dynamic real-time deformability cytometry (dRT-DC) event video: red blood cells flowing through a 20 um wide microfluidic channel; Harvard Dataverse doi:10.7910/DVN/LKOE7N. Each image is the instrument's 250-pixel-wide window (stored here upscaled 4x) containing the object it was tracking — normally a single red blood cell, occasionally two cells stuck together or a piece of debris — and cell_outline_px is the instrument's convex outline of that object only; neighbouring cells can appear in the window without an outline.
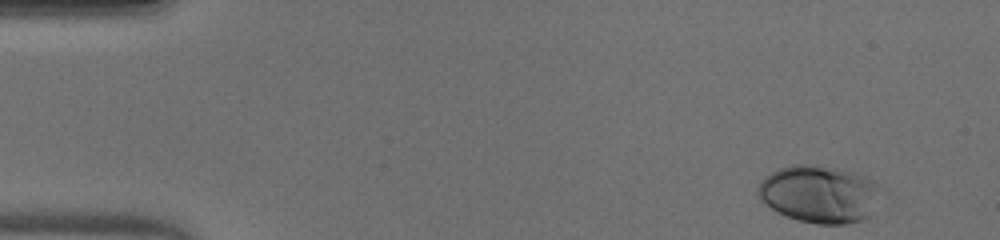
{"species": "human", "species_latin": "Homo sapiens", "temperature_condition": "warm", "stored_images_in_passage": 47, "camera_frame_rate_fps": 3000, "um_per_image_px": 0.085, "donor": {"sex": "male"}, "frame": {"image": 1, "passage_image": 1, "time_ms": 0.0, "image_size_px": [1000, 240], "cell_outline_px": [[884, 188], [868, 216], [864, 220], [848, 224], [816, 224], [800, 220], [776, 212], [760, 200], [756, 196], [756, 188], [760, 180], [764, 176], [780, 168], [792, 164], [808, 164], [836, 168], [856, 172], [868, 176], [880, 184]], "centroid_in_image_um": [69.65, 16.48], "position_along_channel_um": 15.3, "area_um2": 41.85}}
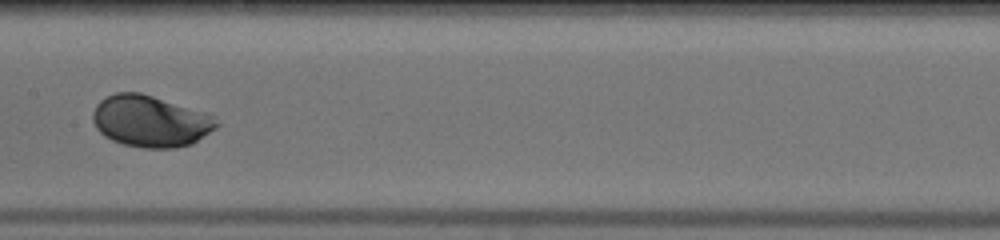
{"frame": {"image": 2, "passage_image": 23, "time_ms": 7.333, "image_size_px": [1000, 240], "cell_outline_px": [[220, 124], [216, 128], [192, 144], [176, 148], [144, 148], [124, 144], [112, 140], [104, 136], [96, 128], [92, 120], [92, 112], [96, 104], [100, 100], [116, 92], [140, 92], [204, 112], [212, 116]], "centroid_in_image_um": [12.76, 10.31], "position_along_channel_um": 194.6, "area_um2": 37.11}}
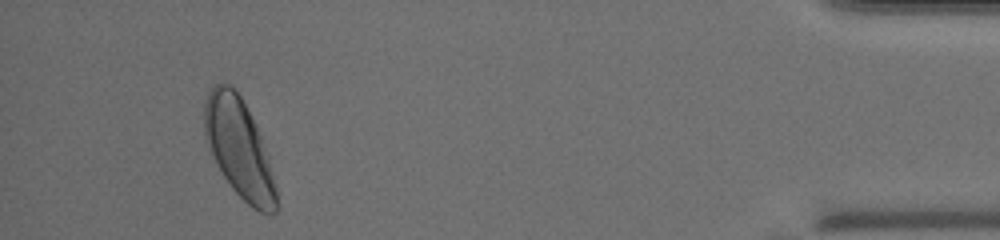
{"frame": {"image": 3, "passage_image": 44, "time_ms": 14.333, "image_size_px": [1000, 240], "cell_outline_px": [[276, 212], [260, 212], [252, 208], [232, 188], [208, 152], [204, 136], [204, 104], [208, 92], [216, 84], [228, 84], [236, 88], [256, 124], [268, 156], [276, 184]], "centroid_in_image_um": [20.29, 12.57], "position_along_channel_um": 414.9, "area_um2": 41.44}, "authors_computed_cell_mechanics": {"area_um2": 36.414, "velocity_mm_per_s": 4.0721, "shape_relaxation_time_tau1_ms": 1.7792, "shape_relaxation_time_tau2_ms": null, "deformation_change_tau1": 0.1328, "deformation_change_tau2": null}}